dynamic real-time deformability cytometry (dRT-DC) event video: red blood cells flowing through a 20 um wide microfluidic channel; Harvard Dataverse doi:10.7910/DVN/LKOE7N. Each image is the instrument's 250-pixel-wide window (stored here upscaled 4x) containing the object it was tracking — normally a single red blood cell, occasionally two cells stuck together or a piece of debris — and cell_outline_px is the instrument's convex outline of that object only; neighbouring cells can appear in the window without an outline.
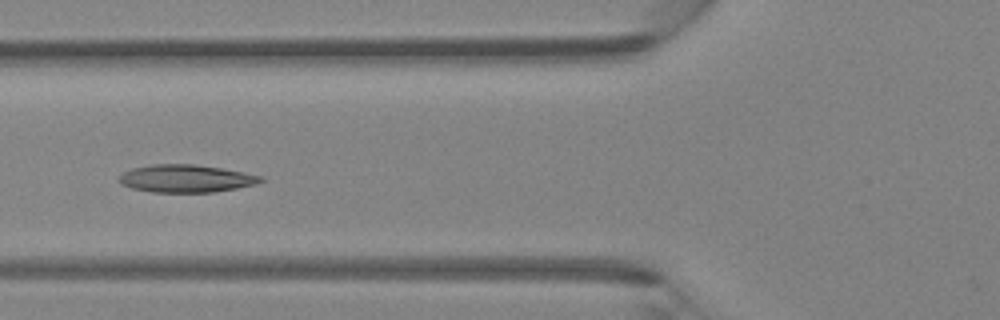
{"species": "Egyptian fruit bat (a non-hibernating species)", "species_latin": "Rousettus aegyptiacus", "temperature_condition": "room temperature", "stored_images_in_passage": 33, "camera_frame_rate_fps": 3000, "um_per_image_px": 0.085, "animal": {"sex": "female"}, "frame": {"image": 1, "passage_image": 4, "time_ms": 1.0, "image_size_px": [1000, 320], "cell_outline_px": [[264, 180], [256, 184], [236, 188], [212, 192], [152, 192], [132, 188], [120, 184], [116, 180], [124, 172], [132, 168], [152, 164], [196, 164], [244, 172], [264, 176]], "centroid_in_image_um": [15.8, 15.17], "position_along_channel_um": 110.0, "area_um2": 22.89}}
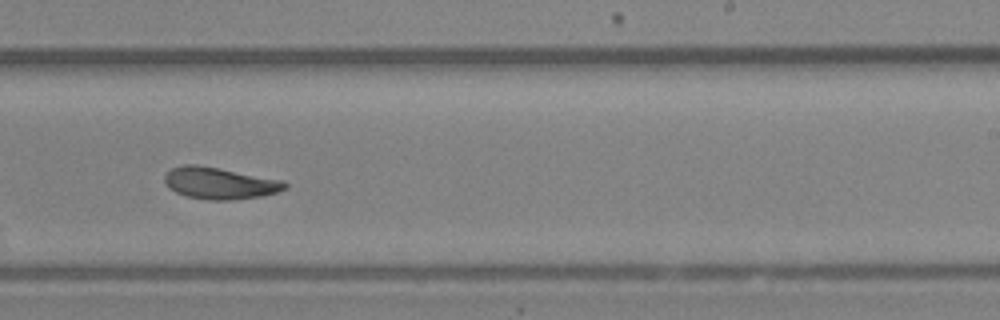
{"frame": {"image": 2, "passage_image": 15, "time_ms": 4.667, "image_size_px": [1000, 320], "cell_outline_px": [[288, 188], [276, 192], [260, 196], [232, 200], [208, 200], [188, 196], [176, 192], [168, 188], [164, 180], [164, 176], [172, 168], [184, 164], [196, 164], [220, 168], [284, 180], [288, 184]], "centroid_in_image_um": [18.69, 15.56], "position_along_channel_um": 270.3, "area_um2": 22.31}}
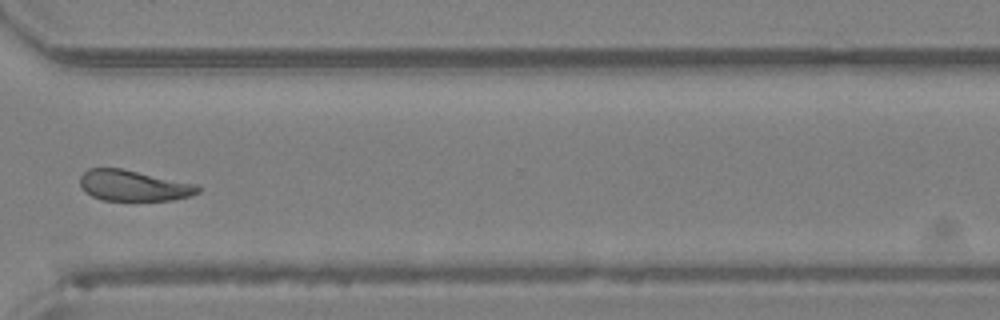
{"frame": {"image": 3, "passage_image": 21, "time_ms": 6.667, "image_size_px": [1000, 320], "cell_outline_px": [[200, 192], [188, 196], [172, 200], [104, 200], [92, 196], [84, 192], [80, 184], [80, 176], [88, 168], [120, 168], [196, 184], [200, 188]], "centroid_in_image_um": [11.32, 15.77], "position_along_channel_um": 359.3, "area_um2": 20.98}}